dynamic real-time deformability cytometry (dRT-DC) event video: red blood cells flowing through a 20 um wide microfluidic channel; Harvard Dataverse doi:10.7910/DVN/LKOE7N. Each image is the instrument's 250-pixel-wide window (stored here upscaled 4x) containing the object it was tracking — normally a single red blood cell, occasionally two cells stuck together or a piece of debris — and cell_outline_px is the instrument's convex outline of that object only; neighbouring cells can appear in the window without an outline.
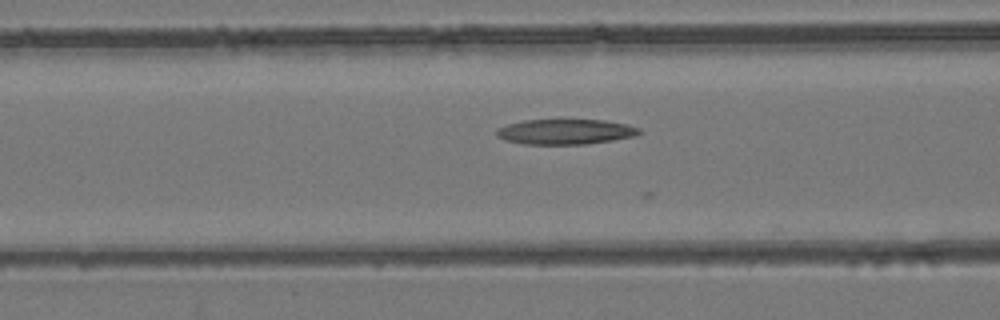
{"species": "common noctule bat (a hibernating species)", "species_latin": "Nyctalus noctula", "temperature_condition": "room temperature", "stored_images_in_passage": 48, "camera_frame_rate_fps": 3000, "um_per_image_px": 0.085, "animal": {"sex": "female", "body_mass_g": 24.6, "forearm_length_mm": 56.2}, "frame": {"image": 1, "passage_image": 22, "time_ms": 7.0, "image_size_px": [1000, 320], "cell_outline_px": [[644, 132], [636, 136], [588, 144], [524, 144], [504, 140], [496, 136], [496, 128], [508, 124], [524, 120], [604, 120], [628, 124], [640, 128]], "centroid_in_image_um": [48.08, 11.2], "position_along_channel_um": 118.5, "area_um2": 21.15}}
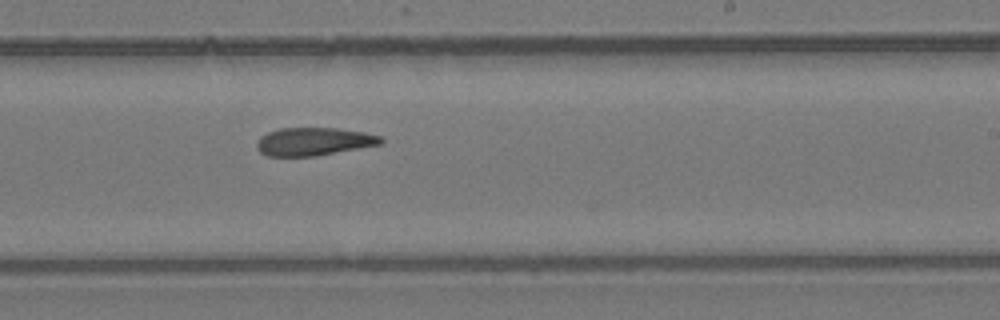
{"frame": {"image": 2, "passage_image": 33, "time_ms": 10.667, "image_size_px": [1000, 320], "cell_outline_px": [[384, 144], [316, 156], [268, 156], [260, 152], [256, 148], [256, 144], [260, 136], [268, 132], [280, 128], [336, 128], [364, 132], [380, 136], [384, 140]], "centroid_in_image_um": [26.69, 12.03], "position_along_channel_um": 262.3, "area_um2": 20.4}}
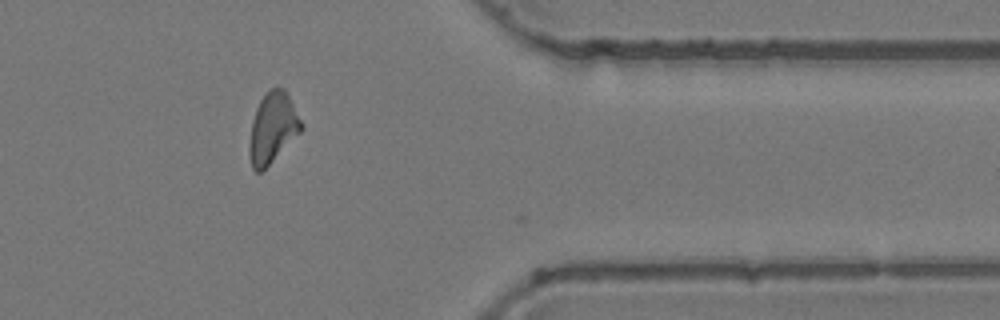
{"frame": {"image": 3, "passage_image": 44, "time_ms": 14.333, "image_size_px": [1000, 320], "cell_outline_px": [[304, 128], [260, 172], [256, 172], [252, 168], [248, 152], [248, 148], [252, 120], [256, 108], [260, 100], [276, 84], [284, 88], [288, 92]], "centroid_in_image_um": [23.16, 10.82], "position_along_channel_um": 388.2, "area_um2": 21.1}}